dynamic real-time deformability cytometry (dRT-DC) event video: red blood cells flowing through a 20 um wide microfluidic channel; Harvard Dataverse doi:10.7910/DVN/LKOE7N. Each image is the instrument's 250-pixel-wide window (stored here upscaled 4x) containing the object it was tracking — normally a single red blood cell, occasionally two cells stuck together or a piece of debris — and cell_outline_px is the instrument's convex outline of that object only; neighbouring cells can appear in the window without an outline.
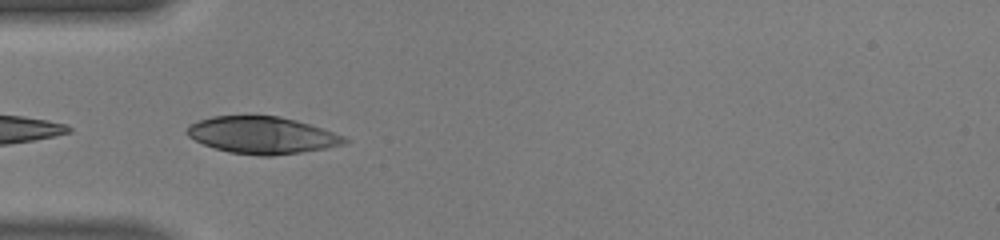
{"species": "human", "species_latin": "Homo sapiens", "temperature_condition": "warm", "stored_images_in_passage": 4, "camera_frame_rate_fps": 3000, "um_per_image_px": 0.085, "donor": {"sex": "male"}, "frame": {"image": 1, "passage_image": 1, "time_ms": 0.0, "image_size_px": [1000, 240], "cell_outline_px": [[348, 140], [344, 144], [324, 148], [300, 152], [272, 156], [260, 156], [228, 152], [204, 144], [188, 136], [184, 132], [188, 124], [212, 116], [280, 116], [296, 120], [344, 136]], "centroid_in_image_um": [22.23, 11.49], "position_along_channel_um": 62.8, "area_um2": 33.7}}